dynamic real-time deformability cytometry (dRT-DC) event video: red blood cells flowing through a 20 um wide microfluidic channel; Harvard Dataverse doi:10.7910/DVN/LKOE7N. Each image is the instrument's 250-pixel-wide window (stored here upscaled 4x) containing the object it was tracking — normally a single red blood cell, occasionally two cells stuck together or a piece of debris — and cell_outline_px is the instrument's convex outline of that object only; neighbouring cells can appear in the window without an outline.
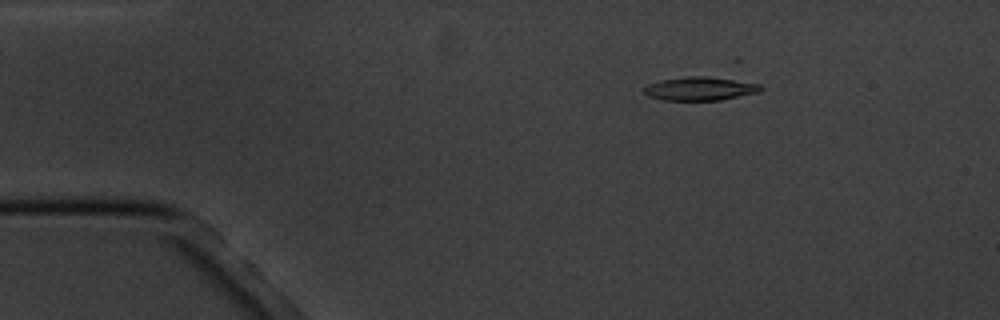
{"species": "common noctule bat (a hibernating species)", "species_latin": "Nyctalus noctula", "temperature_condition": "cold", "stored_images_in_passage": 5, "camera_frame_rate_fps": 3000, "um_per_image_px": 0.085, "animal": {"sex": "male", "body_mass_g": 20.1, "forearm_length_mm": 53.5}, "frame": {"image": 1, "passage_image": 3, "time_ms": 2.333, "image_size_px": [1000, 320], "cell_outline_px": [[764, 88], [760, 92], [720, 100], [664, 100], [648, 96], [644, 92], [644, 88], [648, 84], [660, 80], [688, 76], [704, 76], [760, 84]], "centroid_in_image_um": [59.49, 7.54], "position_along_channel_um": 25.5, "area_um2": 15.84}}